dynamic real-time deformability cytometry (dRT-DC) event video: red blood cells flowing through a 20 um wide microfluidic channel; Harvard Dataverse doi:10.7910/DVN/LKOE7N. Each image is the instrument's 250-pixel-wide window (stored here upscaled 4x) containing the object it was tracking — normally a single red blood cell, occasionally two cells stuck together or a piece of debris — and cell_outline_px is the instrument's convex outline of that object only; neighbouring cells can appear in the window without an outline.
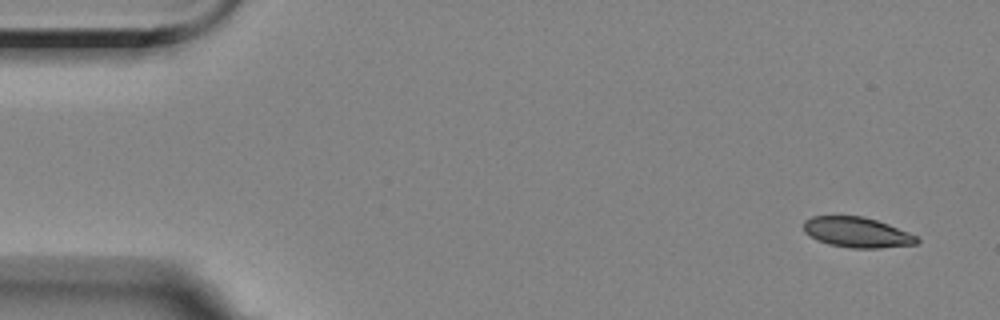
{"species": "Egyptian fruit bat (a non-hibernating species)", "species_latin": "Rousettus aegyptiacus", "temperature_condition": "room temperature", "stored_images_in_passage": 4, "camera_frame_rate_fps": 3000, "um_per_image_px": 0.085, "animal": {"sex": "female"}, "frame": {"image": 1, "passage_image": 1, "time_ms": 0.0, "image_size_px": [1000, 320], "cell_outline_px": [[920, 240], [916, 244], [880, 248], [852, 248], [828, 244], [816, 240], [808, 236], [804, 232], [804, 220], [812, 216], [864, 216], [888, 224], [908, 232], [916, 236]], "centroid_in_image_um": [72.81, 19.75], "position_along_channel_um": 12.2, "area_um2": 20.06}}
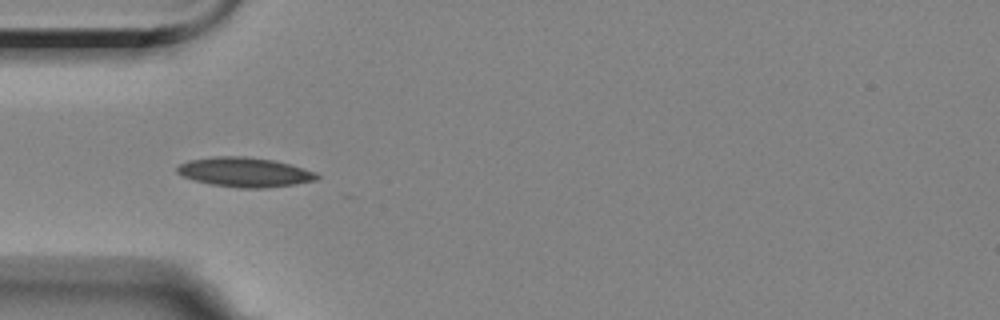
{"frame": {"image": 2, "passage_image": 4, "time_ms": 4.667, "image_size_px": [1000, 320], "cell_outline_px": [[320, 176], [316, 180], [296, 184], [264, 188], [240, 188], [212, 184], [192, 180], [176, 172], [176, 168], [180, 164], [188, 160], [212, 156], [248, 156], [272, 160], [288, 164], [316, 172]], "centroid_in_image_um": [20.78, 14.63], "position_along_channel_um": 64.2, "area_um2": 24.04}}